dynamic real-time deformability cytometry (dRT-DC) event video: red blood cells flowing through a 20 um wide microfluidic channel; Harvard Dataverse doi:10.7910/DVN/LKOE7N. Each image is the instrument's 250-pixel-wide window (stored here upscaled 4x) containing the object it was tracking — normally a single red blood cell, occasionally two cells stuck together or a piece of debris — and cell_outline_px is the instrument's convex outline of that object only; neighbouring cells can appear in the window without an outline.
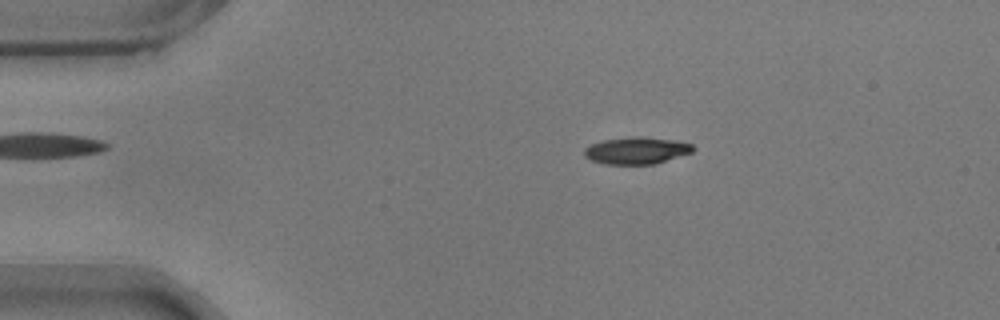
{"species": "common noctule bat (a hibernating species)", "species_latin": "Nyctalus noctula", "temperature_condition": "warm", "stored_images_in_passage": 49, "camera_frame_rate_fps": 3000, "um_per_image_px": 0.085, "animal": {"sex": "male", "body_mass_g": 17.9}, "frame": {"image": 1, "passage_image": 3, "time_ms": 0.667, "image_size_px": [1000, 320], "cell_outline_px": [[696, 148], [692, 152], [656, 164], [604, 164], [592, 160], [584, 156], [584, 148], [592, 144], [604, 140], [632, 136], [644, 136], [676, 140], [692, 144]], "centroid_in_image_um": [54.13, 12.79], "position_along_channel_um": 30.9, "area_um2": 17.22}}
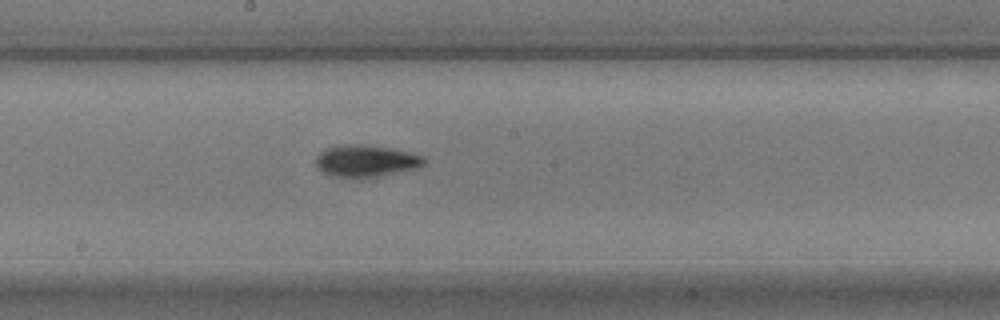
{"frame": {"image": 2, "passage_image": 23, "time_ms": 7.333, "image_size_px": [1000, 320], "cell_outline_px": [[428, 160], [424, 164], [416, 168], [376, 176], [328, 176], [320, 172], [316, 168], [316, 156], [324, 148], [340, 144], [368, 144], [408, 152], [424, 156]], "centroid_in_image_um": [31.05, 13.65], "position_along_channel_um": 217.2, "area_um2": 20.06}}
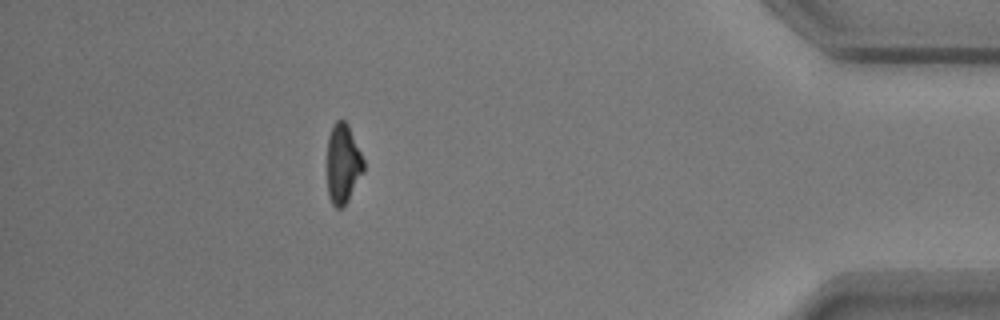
{"frame": {"image": 3, "passage_image": 43, "time_ms": 14.0, "image_size_px": [1000, 320], "cell_outline_px": [[364, 172], [344, 208], [336, 208], [332, 204], [328, 196], [328, 136], [332, 124], [336, 120], [344, 120], [348, 124], [364, 160]], "centroid_in_image_um": [29.16, 13.93], "position_along_channel_um": 406.0, "area_um2": 17.05}, "authors_computed_cell_mechanics": {"area_um2": 18.0914, "velocity_mm_per_s": 3.553, "shape_relaxation_time_tau1_ms": 3.5035, "shape_relaxation_time_tau2_ms": 4.4321, "deformation_change_tau1": 0.152, "deformation_change_tau2": 0.1179}}